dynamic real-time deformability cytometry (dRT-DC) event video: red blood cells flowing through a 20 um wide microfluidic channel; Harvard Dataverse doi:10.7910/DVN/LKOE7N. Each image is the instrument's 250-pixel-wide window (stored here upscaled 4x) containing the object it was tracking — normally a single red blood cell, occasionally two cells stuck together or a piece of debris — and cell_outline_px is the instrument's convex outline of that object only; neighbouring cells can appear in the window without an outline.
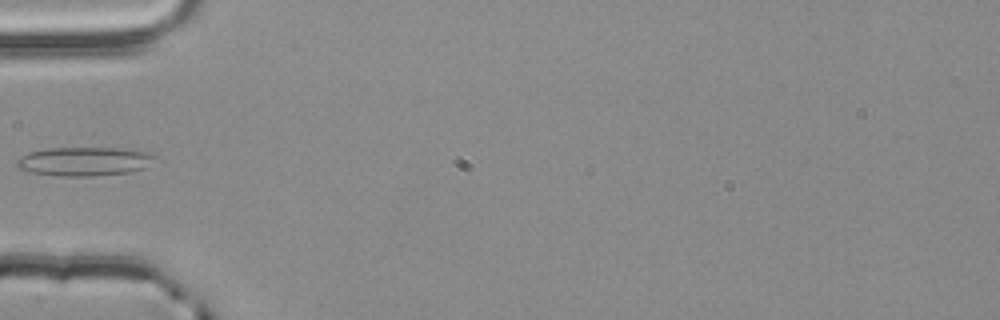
{"species": "common noctule bat (a hibernating species)", "species_latin": "Nyctalus noctula", "temperature_condition": "room temperature", "stored_images_in_passage": 4, "camera_frame_rate_fps": 3000, "um_per_image_px": 0.085, "animal": {"sex": "male", "body_mass_g": 20.4}, "frame": {"image": 1, "passage_image": 4, "time_ms": 1.0, "image_size_px": [1000, 320], "cell_outline_px": [[156, 156], [144, 168], [128, 172], [92, 176], [56, 176], [32, 172], [20, 168], [16, 164], [16, 160], [20, 156], [28, 152], [48, 148], [116, 148], [144, 152]], "centroid_in_image_um": [7.09, 13.72], "position_along_channel_um": 77.9, "area_um2": 22.89}}